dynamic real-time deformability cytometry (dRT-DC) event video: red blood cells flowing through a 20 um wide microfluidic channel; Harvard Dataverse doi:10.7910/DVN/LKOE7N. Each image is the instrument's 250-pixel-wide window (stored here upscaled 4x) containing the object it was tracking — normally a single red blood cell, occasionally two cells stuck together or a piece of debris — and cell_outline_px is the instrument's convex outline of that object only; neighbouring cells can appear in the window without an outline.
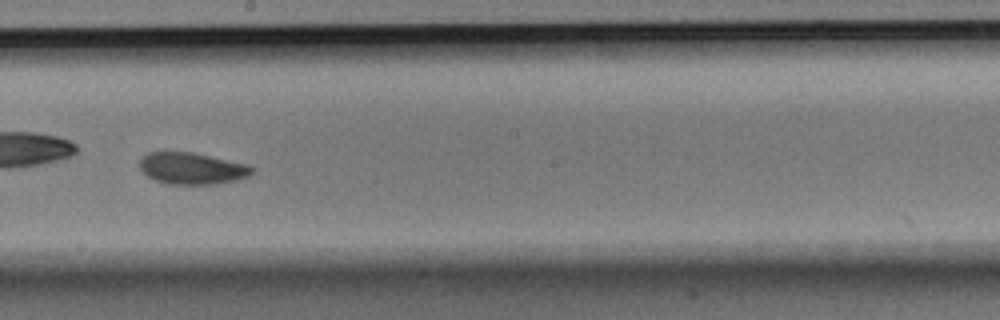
{"species": "Egyptian fruit bat (a non-hibernating species)", "species_latin": "Rousettus aegyptiacus", "temperature_condition": "room temperature", "stored_images_in_passage": 42, "camera_frame_rate_fps": 3000, "um_per_image_px": 0.085, "animal": {"sex": "male"}, "frame": {"image": 1, "passage_image": 19, "time_ms": 6.0, "image_size_px": [1000, 320], "cell_outline_px": [[256, 172], [240, 180], [216, 184], [168, 184], [156, 180], [148, 176], [140, 168], [140, 160], [148, 152], [192, 152], [248, 164], [256, 168]], "centroid_in_image_um": [16.4, 14.32], "position_along_channel_um": 231.8, "area_um2": 20.87}, "authors_computed_cell_mechanics": {"area_um2": 20.6924, "velocity_mm_per_s": 3.7205, "shape_relaxation_time_tau1_ms": 2.4094, "shape_relaxation_time_tau2_ms": 2.6994, "deformation_change_tau1": 0.0942, "deformation_change_tau2": 0.0743}}